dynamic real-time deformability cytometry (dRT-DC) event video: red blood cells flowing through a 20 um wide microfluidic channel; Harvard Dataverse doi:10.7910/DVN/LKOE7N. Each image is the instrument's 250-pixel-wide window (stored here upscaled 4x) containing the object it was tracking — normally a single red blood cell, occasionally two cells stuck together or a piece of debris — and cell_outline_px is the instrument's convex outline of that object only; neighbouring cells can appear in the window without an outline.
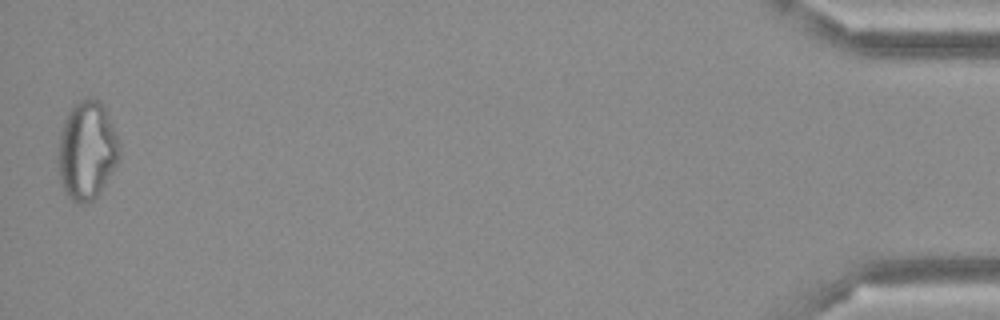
{"species": "Egyptian fruit bat (a non-hibernating species)", "species_latin": "Rousettus aegyptiacus", "temperature_condition": "cold", "stored_images_in_passage": 49, "camera_frame_rate_fps": 3000, "um_per_image_px": 0.085, "frame": {"image": 1, "passage_image": 49, "time_ms": 16.0, "image_size_px": [1000, 320], "cell_outline_px": [[120, 156], [116, 164], [96, 196], [88, 204], [76, 204], [64, 192], [60, 180], [60, 132], [64, 120], [72, 104], [88, 96], [104, 104], [120, 144]], "centroid_in_image_um": [7.4, 12.76], "position_along_channel_um": 427.8, "area_um2": 34.85}}